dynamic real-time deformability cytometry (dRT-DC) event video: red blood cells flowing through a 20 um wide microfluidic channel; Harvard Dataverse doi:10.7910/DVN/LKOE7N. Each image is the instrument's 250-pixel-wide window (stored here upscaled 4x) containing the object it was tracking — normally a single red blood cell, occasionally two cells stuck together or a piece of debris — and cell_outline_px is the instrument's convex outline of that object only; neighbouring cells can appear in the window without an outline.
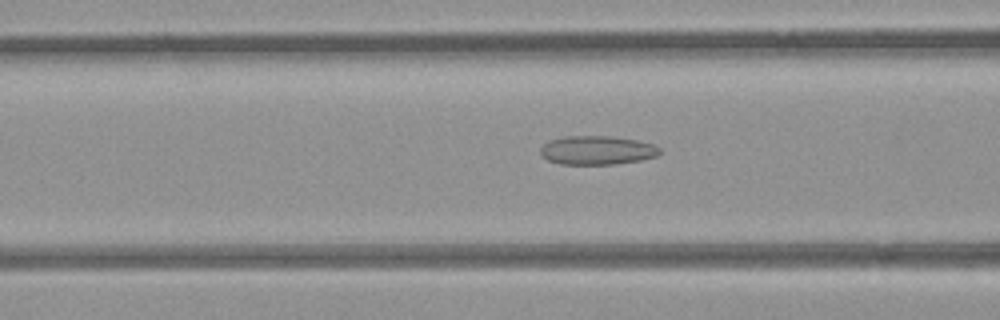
{"species": "common noctule bat (a hibernating species)", "species_latin": "Nyctalus noctula", "temperature_condition": "room temperature", "stored_images_in_passage": 48, "camera_frame_rate_fps": 3000, "um_per_image_px": 0.085, "animal": {"sex": "female", "body_mass_g": 21.9}, "frame": {"image": 1, "passage_image": 16, "time_ms": 5.0, "image_size_px": [1000, 320], "cell_outline_px": [[660, 152], [656, 156], [640, 160], [616, 164], [560, 164], [548, 160], [540, 156], [540, 148], [548, 140], [564, 136], [608, 136], [636, 140], [652, 144], [660, 148]], "centroid_in_image_um": [50.7, 12.77], "position_along_channel_um": 115.9, "area_um2": 20.06}}
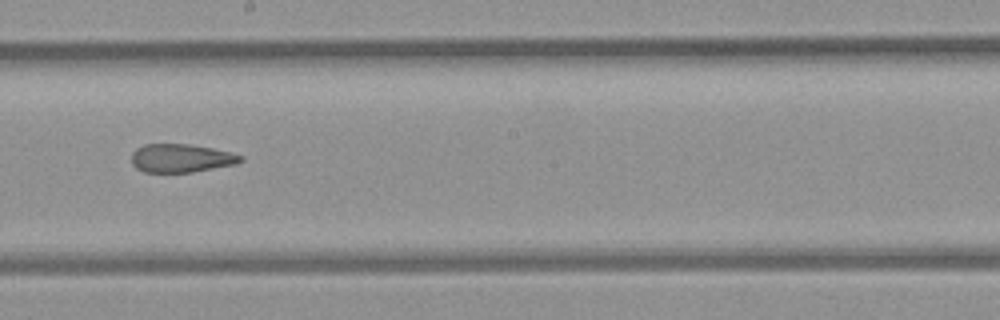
{"frame": {"image": 2, "passage_image": 25, "time_ms": 8.0, "image_size_px": [1000, 320], "cell_outline_px": [[244, 160], [236, 164], [192, 172], [144, 172], [136, 168], [132, 164], [132, 152], [136, 148], [144, 144], [188, 144], [212, 148], [244, 156]], "centroid_in_image_um": [15.38, 13.44], "position_along_channel_um": 232.8, "area_um2": 18.03}}
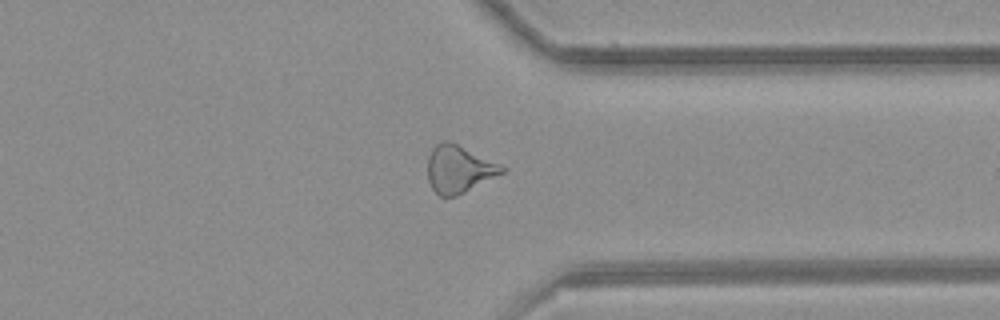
{"frame": {"image": 3, "passage_image": 36, "time_ms": 11.667, "image_size_px": [1000, 320], "cell_outline_px": [[508, 168], [504, 172], [456, 196], [440, 196], [432, 188], [428, 180], [428, 156], [432, 148], [436, 144], [444, 140], [448, 140], [500, 164]], "centroid_in_image_um": [38.99, 14.36], "position_along_channel_um": 372.4, "area_um2": 20.23}, "authors_computed_cell_mechanics": {"area_um2": 20.3745, "velocity_mm_per_s": 3.89, "shape_relaxation_time_tau1_ms": null, "shape_relaxation_time_tau2_ms": 3.0595, "deformation_change_tau1": null, "deformation_change_tau2": 0.128}}